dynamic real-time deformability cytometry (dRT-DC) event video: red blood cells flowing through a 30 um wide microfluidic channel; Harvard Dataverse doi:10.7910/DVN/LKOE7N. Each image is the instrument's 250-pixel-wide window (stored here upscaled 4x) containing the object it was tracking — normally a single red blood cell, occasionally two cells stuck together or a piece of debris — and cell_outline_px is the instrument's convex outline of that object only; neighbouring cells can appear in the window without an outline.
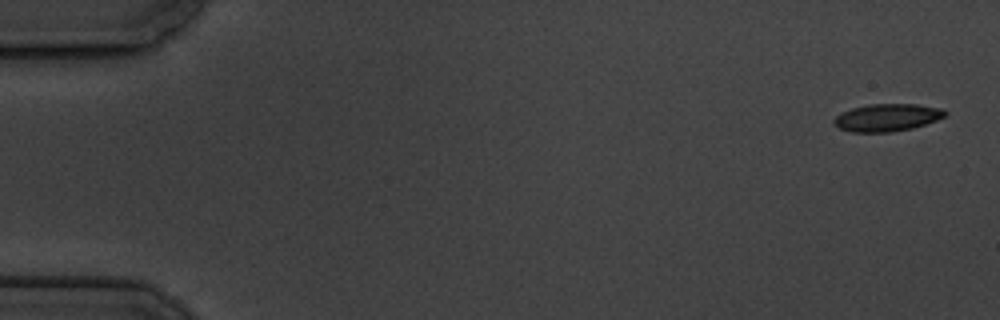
{"species": "common noctule bat (a hibernating species)", "species_latin": "Nyctalus noctula", "temperature_condition": "cold", "stored_images_in_passage": 7, "camera_frame_rate_fps": 3000, "um_per_image_px": 0.085, "animal": {"sex": "male", "body_mass_g": 19.5, "forearm_length_mm": 54.6}, "frame": {"image": 1, "passage_image": 1, "time_ms": 0.0, "image_size_px": [1000, 320], "cell_outline_px": [[948, 112], [944, 116], [936, 120], [912, 128], [892, 132], [852, 132], [840, 128], [832, 120], [840, 112], [852, 108], [868, 104], [916, 104], [940, 108]], "centroid_in_image_um": [75.38, 9.98], "position_along_channel_um": 9.6, "area_um2": 17.69}}
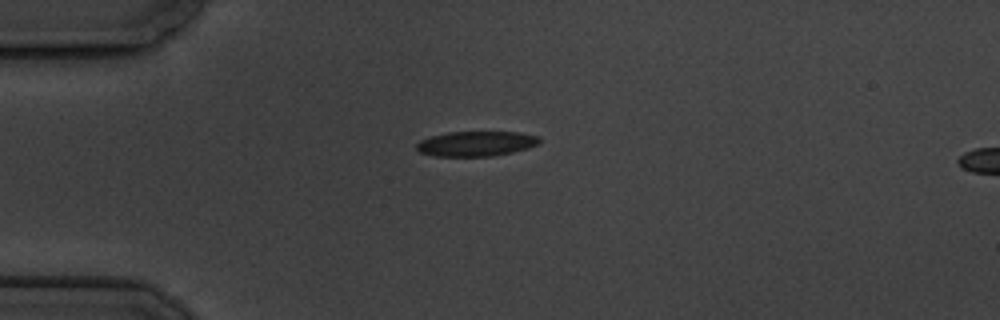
{"frame": {"image": 2, "passage_image": 4, "time_ms": 4.333, "image_size_px": [1000, 320], "cell_outline_px": [[540, 144], [528, 148], [512, 152], [492, 156], [436, 156], [420, 152], [416, 148], [416, 144], [420, 140], [432, 136], [448, 132], [520, 132], [540, 136]], "centroid_in_image_um": [40.51, 12.21], "position_along_channel_um": 44.5, "area_um2": 17.92}}